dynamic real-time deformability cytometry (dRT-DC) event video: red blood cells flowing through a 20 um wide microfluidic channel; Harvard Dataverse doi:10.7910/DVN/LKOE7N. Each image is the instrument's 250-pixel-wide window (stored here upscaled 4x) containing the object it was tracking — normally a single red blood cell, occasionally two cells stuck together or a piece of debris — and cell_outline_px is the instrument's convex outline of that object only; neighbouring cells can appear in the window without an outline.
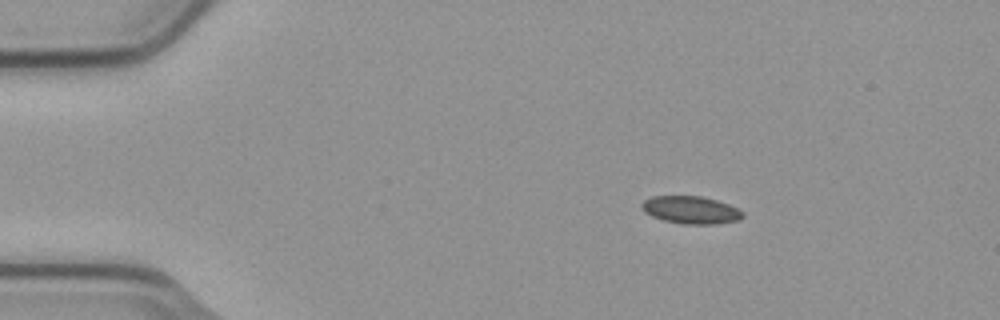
{"species": "common noctule bat (a hibernating species)", "species_latin": "Nyctalus noctula", "temperature_condition": "cold", "stored_images_in_passage": 3, "camera_frame_rate_fps": 3000, "um_per_image_px": 0.085, "animal": {"sex": "male", "body_mass_g": 23.1, "forearm_length_mm": 52.7}, "frame": {"image": 1, "passage_image": 2, "time_ms": 0.333, "image_size_px": [1000, 320], "cell_outline_px": [[744, 216], [740, 220], [716, 224], [684, 224], [664, 220], [652, 216], [644, 212], [640, 208], [640, 204], [644, 200], [652, 196], [700, 196], [716, 200], [728, 204], [744, 212]], "centroid_in_image_um": [58.71, 17.85], "position_along_channel_um": 26.3, "area_um2": 16.3}}